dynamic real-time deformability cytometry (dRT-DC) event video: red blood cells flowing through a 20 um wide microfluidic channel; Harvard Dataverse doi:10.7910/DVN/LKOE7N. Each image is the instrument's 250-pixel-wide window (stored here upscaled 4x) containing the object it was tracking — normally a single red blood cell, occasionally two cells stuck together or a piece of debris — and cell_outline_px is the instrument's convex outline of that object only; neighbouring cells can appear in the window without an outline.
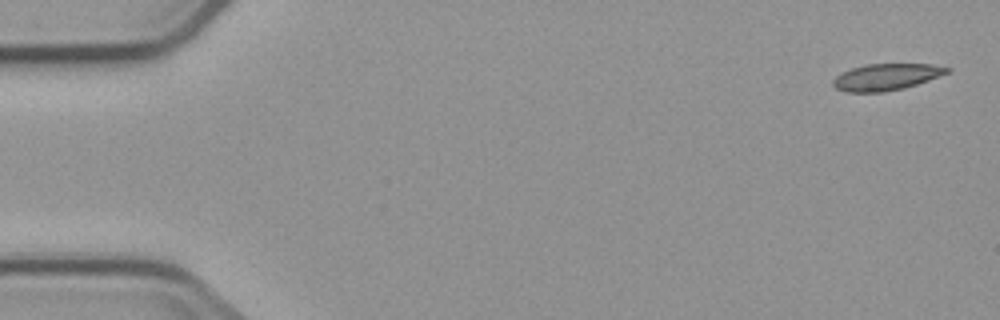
{"species": "common noctule bat (a hibernating species)", "species_latin": "Nyctalus noctula", "temperature_condition": "cold", "stored_images_in_passage": 5, "camera_frame_rate_fps": 3000, "um_per_image_px": 0.085, "animal": {"sex": "male", "body_mass_g": 23.1, "forearm_length_mm": 52.7}, "frame": {"image": 1, "passage_image": 1, "time_ms": 0.0, "image_size_px": [1000, 320], "cell_outline_px": [[952, 68], [948, 72], [940, 76], [904, 88], [884, 92], [848, 92], [836, 88], [832, 84], [832, 80], [836, 76], [852, 68], [864, 64], [932, 64]], "centroid_in_image_um": [75.33, 6.54], "position_along_channel_um": 9.7, "area_um2": 17.57}}
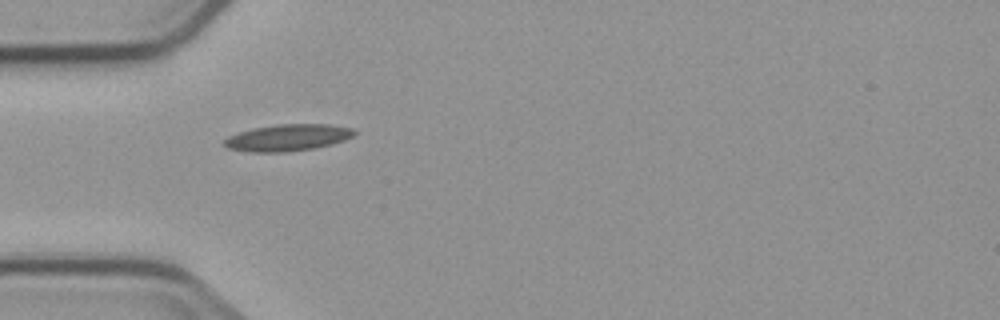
{"frame": {"image": 2, "passage_image": 5, "time_ms": 5.0, "image_size_px": [1000, 320], "cell_outline_px": [[356, 132], [352, 136], [344, 140], [332, 144], [312, 148], [284, 152], [248, 152], [228, 148], [224, 144], [224, 140], [228, 136], [252, 128], [276, 124], [328, 124], [352, 128]], "centroid_in_image_um": [24.44, 11.69], "position_along_channel_um": 60.6, "area_um2": 20.11}}